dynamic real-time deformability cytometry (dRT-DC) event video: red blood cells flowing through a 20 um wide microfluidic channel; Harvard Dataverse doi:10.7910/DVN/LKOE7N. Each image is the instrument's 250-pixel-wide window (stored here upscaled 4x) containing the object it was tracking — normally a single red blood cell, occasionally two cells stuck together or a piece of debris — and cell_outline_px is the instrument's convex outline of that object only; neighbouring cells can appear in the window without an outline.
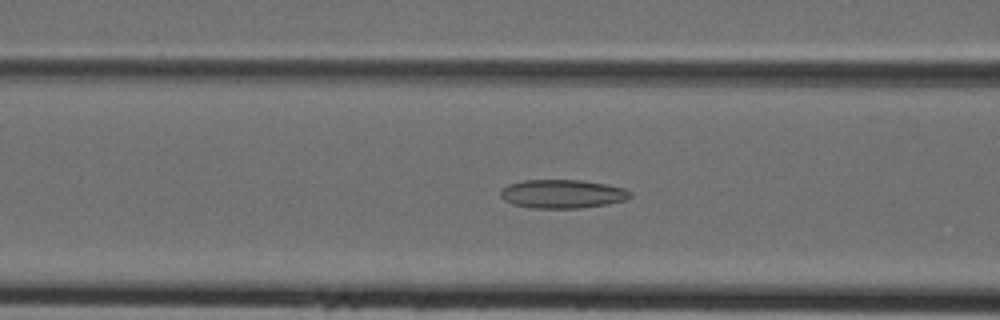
{"species": "Egyptian fruit bat (a non-hibernating species)", "species_latin": "Rousettus aegyptiacus", "temperature_condition": "cold", "stored_images_in_passage": 43, "camera_frame_rate_fps": 3000, "um_per_image_px": 0.085, "animal": {"sex": "female"}, "frame": {"image": 1, "passage_image": 17, "time_ms": 5.333, "image_size_px": [1000, 320], "cell_outline_px": [[632, 196], [624, 200], [608, 204], [580, 208], [532, 208], [512, 204], [504, 200], [500, 196], [500, 192], [508, 184], [524, 180], [580, 180], [608, 184], [624, 188], [632, 192]], "centroid_in_image_um": [47.82, 16.48], "position_along_channel_um": 118.8, "area_um2": 21.73}}
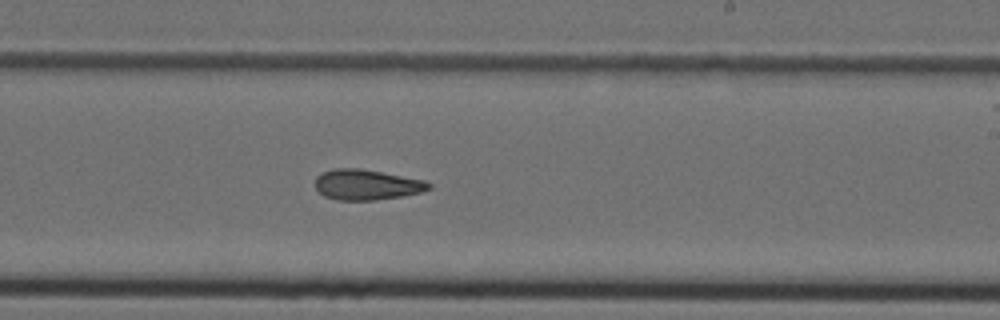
{"frame": {"image": 2, "passage_image": 26, "time_ms": 8.333, "image_size_px": [1000, 320], "cell_outline_px": [[432, 188], [420, 192], [400, 196], [376, 200], [336, 200], [324, 196], [316, 188], [316, 176], [320, 172], [336, 168], [360, 168], [424, 180], [432, 184]], "centroid_in_image_um": [31.14, 15.69], "position_along_channel_um": 257.9, "area_um2": 20.11}}
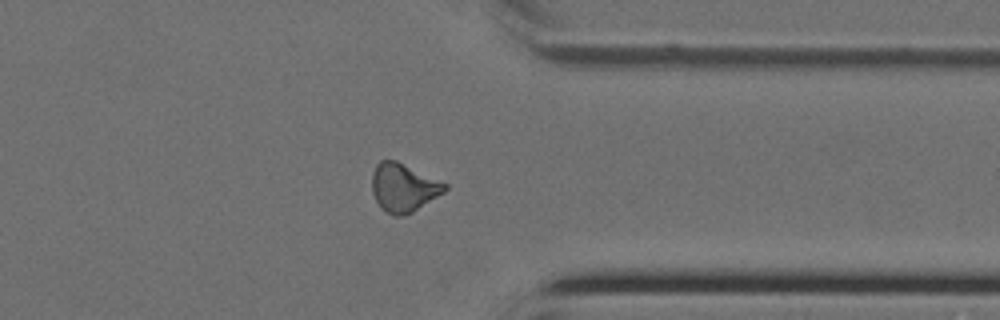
{"frame": {"image": 3, "passage_image": 34, "time_ms": 11.0, "image_size_px": [1000, 320], "cell_outline_px": [[448, 188], [444, 192], [412, 212], [404, 216], [392, 216], [380, 208], [372, 192], [372, 172], [376, 164], [380, 160], [396, 160], [448, 184]], "centroid_in_image_um": [34.27, 15.95], "position_along_channel_um": 377.1, "area_um2": 20.58}}